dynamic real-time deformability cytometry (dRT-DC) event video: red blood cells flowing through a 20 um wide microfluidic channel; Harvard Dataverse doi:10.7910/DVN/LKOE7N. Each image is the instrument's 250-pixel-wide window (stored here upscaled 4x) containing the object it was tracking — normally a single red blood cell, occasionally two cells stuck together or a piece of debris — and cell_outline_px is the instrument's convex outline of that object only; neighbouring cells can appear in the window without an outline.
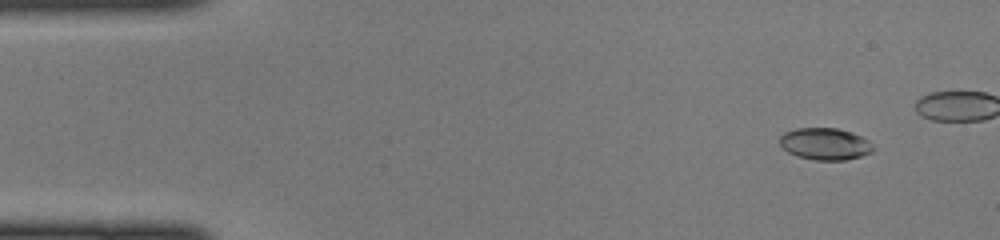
{"species": "common noctule bat (a hibernating species)", "species_latin": "Nyctalus noctula", "temperature_condition": "cold", "stored_images_in_passage": 38, "camera_frame_rate_fps": 3000, "um_per_image_px": 0.085, "animal": {"sex": "female", "body_mass_g": 22.0, "forearm_length_mm": 56.7}, "frame": {"image": 1, "passage_image": 4, "time_ms": 1.0, "image_size_px": [1000, 240], "cell_outline_px": [[876, 148], [872, 152], [860, 156], [844, 160], [816, 160], [796, 156], [788, 152], [780, 144], [780, 136], [784, 132], [796, 128], [836, 128], [852, 132], [868, 140]], "centroid_in_image_um": [70.14, 12.23], "position_along_channel_um": 14.9, "area_um2": 17.4}}
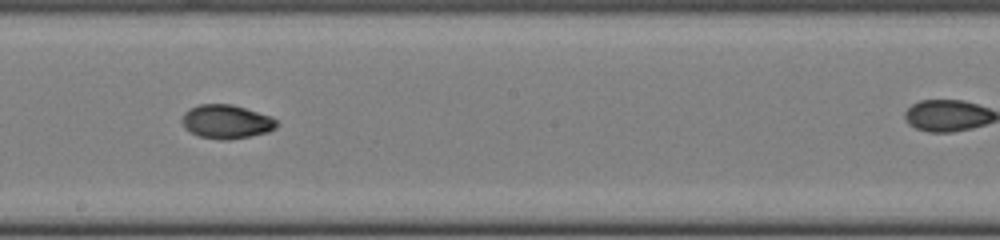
{"frame": {"image": 2, "passage_image": 26, "time_ms": 8.333, "image_size_px": [1000, 240], "cell_outline_px": [[280, 124], [276, 128], [268, 132], [228, 140], [220, 140], [200, 136], [184, 128], [180, 120], [184, 112], [188, 108], [200, 104], [232, 104], [268, 116], [276, 120]], "centroid_in_image_um": [19.2, 10.34], "position_along_channel_um": 229.0, "area_um2": 18.61}}
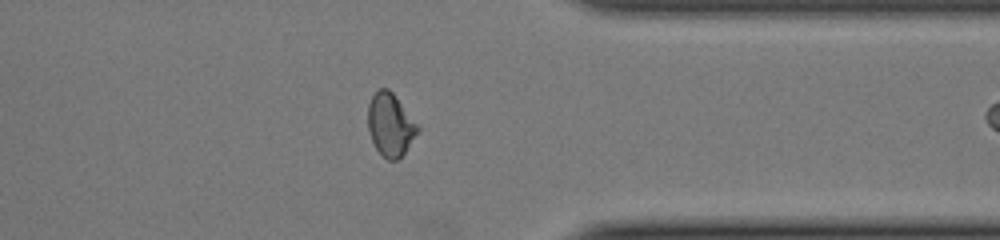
{"frame": {"image": 3, "passage_image": 37, "time_ms": 12.0, "image_size_px": [1000, 240], "cell_outline_px": [[420, 128], [404, 152], [396, 160], [388, 160], [376, 148], [368, 132], [368, 104], [372, 96], [380, 88], [388, 88], [392, 92]], "centroid_in_image_um": [33.15, 10.58], "position_along_channel_um": 378.3, "area_um2": 17.74}}